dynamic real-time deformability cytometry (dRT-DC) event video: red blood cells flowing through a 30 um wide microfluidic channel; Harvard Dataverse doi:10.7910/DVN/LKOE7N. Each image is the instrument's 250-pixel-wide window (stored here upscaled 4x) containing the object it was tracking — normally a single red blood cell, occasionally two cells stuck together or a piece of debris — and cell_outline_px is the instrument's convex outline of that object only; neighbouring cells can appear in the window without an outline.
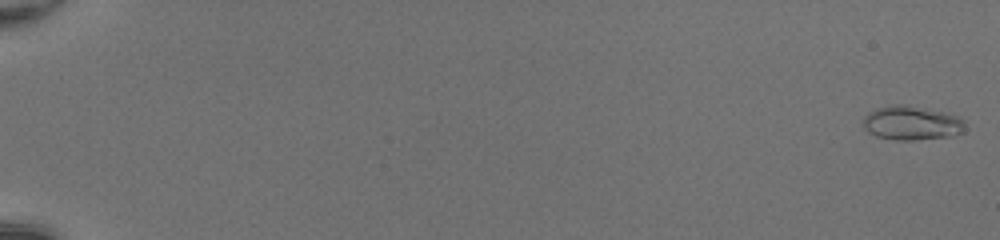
{"species": "common noctule bat (a hibernating species)", "species_latin": "Nyctalus noctula", "temperature_condition": "room temperature", "stored_images_in_passage": 52, "camera_frame_rate_fps": 3000, "um_per_image_px": 0.085, "animal": {"sex": "female", "body_mass_g": 20.0, "forearm_length_mm": 54.0}, "frame": {"image": 1, "passage_image": 1, "time_ms": 0.0, "image_size_px": [1000, 240], "cell_outline_px": [[964, 132], [952, 136], [916, 140], [896, 140], [876, 136], [868, 132], [864, 128], [864, 116], [868, 112], [876, 108], [892, 104], [904, 104], [944, 112], [956, 116], [964, 120]], "centroid_in_image_um": [77.48, 10.46], "position_along_channel_um": 7.5, "area_um2": 20.35}}
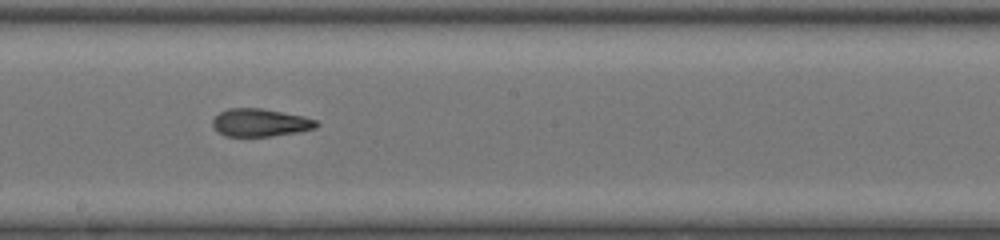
{"frame": {"image": 2, "passage_image": 32, "time_ms": 10.333, "image_size_px": [1000, 240], "cell_outline_px": [[320, 124], [316, 128], [300, 132], [272, 136], [224, 136], [212, 124], [212, 120], [220, 112], [228, 108], [260, 108], [304, 116], [316, 120]], "centroid_in_image_um": [22.16, 10.42], "position_along_channel_um": 226.0, "area_um2": 16.82}}
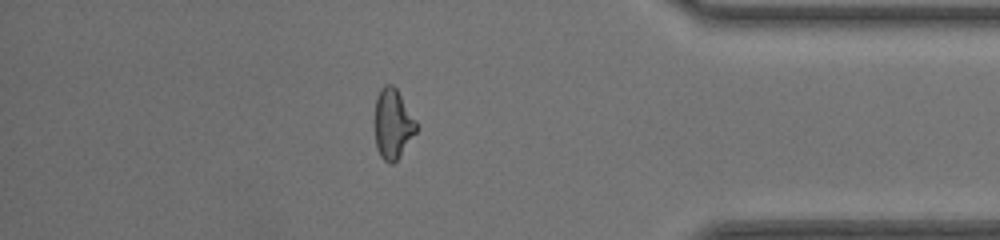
{"frame": {"image": 3, "passage_image": 46, "time_ms": 15.0, "image_size_px": [1000, 240], "cell_outline_px": [[416, 132], [396, 160], [392, 164], [388, 164], [380, 156], [376, 148], [376, 96], [380, 88], [384, 84], [392, 84], [396, 88], [416, 120]], "centroid_in_image_um": [33.38, 10.51], "position_along_channel_um": 401.8, "area_um2": 16.65}, "authors_computed_cell_mechanics": {"area_um2": 17.5134, "velocity_mm_per_s": 4.2455, "shape_relaxation_time_tau1_ms": null, "shape_relaxation_time_tau2_ms": 1.7551, "deformation_change_tau1": null, "deformation_change_tau2": 0.0979}}